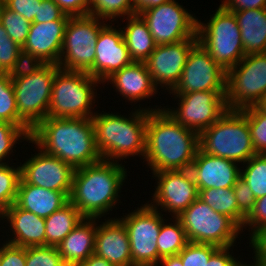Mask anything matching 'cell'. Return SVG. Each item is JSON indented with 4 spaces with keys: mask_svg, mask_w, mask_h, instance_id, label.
<instances>
[{
    "mask_svg": "<svg viewBox=\"0 0 266 266\" xmlns=\"http://www.w3.org/2000/svg\"><path fill=\"white\" fill-rule=\"evenodd\" d=\"M28 143L35 145L38 153L36 151L35 155L28 156L29 159L26 158L23 164L20 162L21 180L27 184L70 195L75 169L58 157L45 153L31 139Z\"/></svg>",
    "mask_w": 266,
    "mask_h": 266,
    "instance_id": "obj_17",
    "label": "cell"
},
{
    "mask_svg": "<svg viewBox=\"0 0 266 266\" xmlns=\"http://www.w3.org/2000/svg\"><path fill=\"white\" fill-rule=\"evenodd\" d=\"M29 140L30 135L22 127L8 122H0V164L10 163V156L15 157L13 155L15 147H17L15 145Z\"/></svg>",
    "mask_w": 266,
    "mask_h": 266,
    "instance_id": "obj_35",
    "label": "cell"
},
{
    "mask_svg": "<svg viewBox=\"0 0 266 266\" xmlns=\"http://www.w3.org/2000/svg\"><path fill=\"white\" fill-rule=\"evenodd\" d=\"M197 39L225 71L245 56L237 18L221 4L206 23L197 20Z\"/></svg>",
    "mask_w": 266,
    "mask_h": 266,
    "instance_id": "obj_7",
    "label": "cell"
},
{
    "mask_svg": "<svg viewBox=\"0 0 266 266\" xmlns=\"http://www.w3.org/2000/svg\"><path fill=\"white\" fill-rule=\"evenodd\" d=\"M1 255H2V244L0 243V261H1Z\"/></svg>",
    "mask_w": 266,
    "mask_h": 266,
    "instance_id": "obj_58",
    "label": "cell"
},
{
    "mask_svg": "<svg viewBox=\"0 0 266 266\" xmlns=\"http://www.w3.org/2000/svg\"><path fill=\"white\" fill-rule=\"evenodd\" d=\"M101 82L87 72L59 69L52 84L48 117L92 118L98 85ZM98 87V88H97Z\"/></svg>",
    "mask_w": 266,
    "mask_h": 266,
    "instance_id": "obj_6",
    "label": "cell"
},
{
    "mask_svg": "<svg viewBox=\"0 0 266 266\" xmlns=\"http://www.w3.org/2000/svg\"><path fill=\"white\" fill-rule=\"evenodd\" d=\"M152 177L157 181L152 200L147 203L166 215L168 212L178 217L198 198L199 191L190 169L153 172Z\"/></svg>",
    "mask_w": 266,
    "mask_h": 266,
    "instance_id": "obj_15",
    "label": "cell"
},
{
    "mask_svg": "<svg viewBox=\"0 0 266 266\" xmlns=\"http://www.w3.org/2000/svg\"><path fill=\"white\" fill-rule=\"evenodd\" d=\"M110 82V83H109ZM112 84L115 93L126 99L125 102L137 104L151 99L159 89L152 81L145 62H132L113 73L103 84Z\"/></svg>",
    "mask_w": 266,
    "mask_h": 266,
    "instance_id": "obj_23",
    "label": "cell"
},
{
    "mask_svg": "<svg viewBox=\"0 0 266 266\" xmlns=\"http://www.w3.org/2000/svg\"><path fill=\"white\" fill-rule=\"evenodd\" d=\"M261 111L266 113V95L261 99V101L256 105Z\"/></svg>",
    "mask_w": 266,
    "mask_h": 266,
    "instance_id": "obj_56",
    "label": "cell"
},
{
    "mask_svg": "<svg viewBox=\"0 0 266 266\" xmlns=\"http://www.w3.org/2000/svg\"><path fill=\"white\" fill-rule=\"evenodd\" d=\"M132 0H91L90 12L88 15L95 16L106 22H118L122 19L134 15ZM118 18V19H117Z\"/></svg>",
    "mask_w": 266,
    "mask_h": 266,
    "instance_id": "obj_34",
    "label": "cell"
},
{
    "mask_svg": "<svg viewBox=\"0 0 266 266\" xmlns=\"http://www.w3.org/2000/svg\"><path fill=\"white\" fill-rule=\"evenodd\" d=\"M25 266H67L56 246L26 248Z\"/></svg>",
    "mask_w": 266,
    "mask_h": 266,
    "instance_id": "obj_39",
    "label": "cell"
},
{
    "mask_svg": "<svg viewBox=\"0 0 266 266\" xmlns=\"http://www.w3.org/2000/svg\"><path fill=\"white\" fill-rule=\"evenodd\" d=\"M266 95V53L247 54L226 71L227 109L256 106Z\"/></svg>",
    "mask_w": 266,
    "mask_h": 266,
    "instance_id": "obj_10",
    "label": "cell"
},
{
    "mask_svg": "<svg viewBox=\"0 0 266 266\" xmlns=\"http://www.w3.org/2000/svg\"><path fill=\"white\" fill-rule=\"evenodd\" d=\"M69 202L65 192L49 190L32 184L24 183L21 179L18 185L16 204L35 215L47 218Z\"/></svg>",
    "mask_w": 266,
    "mask_h": 266,
    "instance_id": "obj_26",
    "label": "cell"
},
{
    "mask_svg": "<svg viewBox=\"0 0 266 266\" xmlns=\"http://www.w3.org/2000/svg\"><path fill=\"white\" fill-rule=\"evenodd\" d=\"M70 16H85L90 12L91 0H53Z\"/></svg>",
    "mask_w": 266,
    "mask_h": 266,
    "instance_id": "obj_49",
    "label": "cell"
},
{
    "mask_svg": "<svg viewBox=\"0 0 266 266\" xmlns=\"http://www.w3.org/2000/svg\"><path fill=\"white\" fill-rule=\"evenodd\" d=\"M0 122L22 127L31 136L32 129L18 116L13 83L7 73H0Z\"/></svg>",
    "mask_w": 266,
    "mask_h": 266,
    "instance_id": "obj_32",
    "label": "cell"
},
{
    "mask_svg": "<svg viewBox=\"0 0 266 266\" xmlns=\"http://www.w3.org/2000/svg\"><path fill=\"white\" fill-rule=\"evenodd\" d=\"M241 168V178L248 184L255 198L266 196V156L256 154Z\"/></svg>",
    "mask_w": 266,
    "mask_h": 266,
    "instance_id": "obj_33",
    "label": "cell"
},
{
    "mask_svg": "<svg viewBox=\"0 0 266 266\" xmlns=\"http://www.w3.org/2000/svg\"><path fill=\"white\" fill-rule=\"evenodd\" d=\"M236 244L230 247H219L209 258L207 266H238L241 263V258L233 256V248ZM231 250V251H229ZM231 252V253H230Z\"/></svg>",
    "mask_w": 266,
    "mask_h": 266,
    "instance_id": "obj_48",
    "label": "cell"
},
{
    "mask_svg": "<svg viewBox=\"0 0 266 266\" xmlns=\"http://www.w3.org/2000/svg\"><path fill=\"white\" fill-rule=\"evenodd\" d=\"M251 245V246H250ZM252 249V259L260 266H266V230L257 233L249 240Z\"/></svg>",
    "mask_w": 266,
    "mask_h": 266,
    "instance_id": "obj_50",
    "label": "cell"
},
{
    "mask_svg": "<svg viewBox=\"0 0 266 266\" xmlns=\"http://www.w3.org/2000/svg\"><path fill=\"white\" fill-rule=\"evenodd\" d=\"M134 107L130 114L106 113L104 110L92 116L96 148L102 159L120 162L129 157L144 160L146 127L149 111L163 109L160 105ZM151 107V108H150ZM137 108V109H136ZM134 110V111H133ZM126 116V117H125Z\"/></svg>",
    "mask_w": 266,
    "mask_h": 266,
    "instance_id": "obj_4",
    "label": "cell"
},
{
    "mask_svg": "<svg viewBox=\"0 0 266 266\" xmlns=\"http://www.w3.org/2000/svg\"><path fill=\"white\" fill-rule=\"evenodd\" d=\"M169 1H172V0H132V4H133L135 14H139L140 12L144 10L157 7Z\"/></svg>",
    "mask_w": 266,
    "mask_h": 266,
    "instance_id": "obj_52",
    "label": "cell"
},
{
    "mask_svg": "<svg viewBox=\"0 0 266 266\" xmlns=\"http://www.w3.org/2000/svg\"><path fill=\"white\" fill-rule=\"evenodd\" d=\"M135 210L118 217L125 225L130 242L132 266H156L161 259L157 238L164 212L152 208L147 202Z\"/></svg>",
    "mask_w": 266,
    "mask_h": 266,
    "instance_id": "obj_11",
    "label": "cell"
},
{
    "mask_svg": "<svg viewBox=\"0 0 266 266\" xmlns=\"http://www.w3.org/2000/svg\"><path fill=\"white\" fill-rule=\"evenodd\" d=\"M190 171L198 189L231 188L241 177V165L226 158L206 154L200 148Z\"/></svg>",
    "mask_w": 266,
    "mask_h": 266,
    "instance_id": "obj_20",
    "label": "cell"
},
{
    "mask_svg": "<svg viewBox=\"0 0 266 266\" xmlns=\"http://www.w3.org/2000/svg\"><path fill=\"white\" fill-rule=\"evenodd\" d=\"M199 148L206 154L226 158L239 165L256 155L247 118L240 110L227 109L205 129L199 135Z\"/></svg>",
    "mask_w": 266,
    "mask_h": 266,
    "instance_id": "obj_5",
    "label": "cell"
},
{
    "mask_svg": "<svg viewBox=\"0 0 266 266\" xmlns=\"http://www.w3.org/2000/svg\"><path fill=\"white\" fill-rule=\"evenodd\" d=\"M43 65L44 63L39 58L21 49L8 76L11 80L29 76L39 70Z\"/></svg>",
    "mask_w": 266,
    "mask_h": 266,
    "instance_id": "obj_42",
    "label": "cell"
},
{
    "mask_svg": "<svg viewBox=\"0 0 266 266\" xmlns=\"http://www.w3.org/2000/svg\"><path fill=\"white\" fill-rule=\"evenodd\" d=\"M108 22L95 16H70L61 49L59 68L87 72L93 77L96 42L100 30Z\"/></svg>",
    "mask_w": 266,
    "mask_h": 266,
    "instance_id": "obj_9",
    "label": "cell"
},
{
    "mask_svg": "<svg viewBox=\"0 0 266 266\" xmlns=\"http://www.w3.org/2000/svg\"><path fill=\"white\" fill-rule=\"evenodd\" d=\"M156 266H183L179 255L161 258Z\"/></svg>",
    "mask_w": 266,
    "mask_h": 266,
    "instance_id": "obj_54",
    "label": "cell"
},
{
    "mask_svg": "<svg viewBox=\"0 0 266 266\" xmlns=\"http://www.w3.org/2000/svg\"><path fill=\"white\" fill-rule=\"evenodd\" d=\"M5 223L10 227L7 228L13 236L6 233L7 238L10 236L6 242L24 248L46 246L45 218L24 210L14 203L7 208Z\"/></svg>",
    "mask_w": 266,
    "mask_h": 266,
    "instance_id": "obj_24",
    "label": "cell"
},
{
    "mask_svg": "<svg viewBox=\"0 0 266 266\" xmlns=\"http://www.w3.org/2000/svg\"><path fill=\"white\" fill-rule=\"evenodd\" d=\"M13 166H12V165ZM0 164V200L10 207L16 202L20 181V164ZM15 164V166H14Z\"/></svg>",
    "mask_w": 266,
    "mask_h": 266,
    "instance_id": "obj_38",
    "label": "cell"
},
{
    "mask_svg": "<svg viewBox=\"0 0 266 266\" xmlns=\"http://www.w3.org/2000/svg\"><path fill=\"white\" fill-rule=\"evenodd\" d=\"M178 101V106H164L177 122L200 135L216 122L226 111V91H200L168 93ZM170 107V108H169Z\"/></svg>",
    "mask_w": 266,
    "mask_h": 266,
    "instance_id": "obj_13",
    "label": "cell"
},
{
    "mask_svg": "<svg viewBox=\"0 0 266 266\" xmlns=\"http://www.w3.org/2000/svg\"><path fill=\"white\" fill-rule=\"evenodd\" d=\"M219 247L211 244H198L189 242L180 252L179 256L183 266H207L210 256Z\"/></svg>",
    "mask_w": 266,
    "mask_h": 266,
    "instance_id": "obj_40",
    "label": "cell"
},
{
    "mask_svg": "<svg viewBox=\"0 0 266 266\" xmlns=\"http://www.w3.org/2000/svg\"><path fill=\"white\" fill-rule=\"evenodd\" d=\"M26 248L2 242V255L0 266H25Z\"/></svg>",
    "mask_w": 266,
    "mask_h": 266,
    "instance_id": "obj_45",
    "label": "cell"
},
{
    "mask_svg": "<svg viewBox=\"0 0 266 266\" xmlns=\"http://www.w3.org/2000/svg\"><path fill=\"white\" fill-rule=\"evenodd\" d=\"M56 64H44L29 76L13 79L18 116L33 130L48 117Z\"/></svg>",
    "mask_w": 266,
    "mask_h": 266,
    "instance_id": "obj_12",
    "label": "cell"
},
{
    "mask_svg": "<svg viewBox=\"0 0 266 266\" xmlns=\"http://www.w3.org/2000/svg\"><path fill=\"white\" fill-rule=\"evenodd\" d=\"M180 4L172 0L139 13L157 45L197 39L198 18Z\"/></svg>",
    "mask_w": 266,
    "mask_h": 266,
    "instance_id": "obj_14",
    "label": "cell"
},
{
    "mask_svg": "<svg viewBox=\"0 0 266 266\" xmlns=\"http://www.w3.org/2000/svg\"><path fill=\"white\" fill-rule=\"evenodd\" d=\"M83 218L70 201L45 218L46 246H57Z\"/></svg>",
    "mask_w": 266,
    "mask_h": 266,
    "instance_id": "obj_29",
    "label": "cell"
},
{
    "mask_svg": "<svg viewBox=\"0 0 266 266\" xmlns=\"http://www.w3.org/2000/svg\"><path fill=\"white\" fill-rule=\"evenodd\" d=\"M30 139L45 153L74 169L102 159L96 148L91 118L47 117L32 130Z\"/></svg>",
    "mask_w": 266,
    "mask_h": 266,
    "instance_id": "obj_3",
    "label": "cell"
},
{
    "mask_svg": "<svg viewBox=\"0 0 266 266\" xmlns=\"http://www.w3.org/2000/svg\"><path fill=\"white\" fill-rule=\"evenodd\" d=\"M97 218H83L56 246L67 266H79L95 250Z\"/></svg>",
    "mask_w": 266,
    "mask_h": 266,
    "instance_id": "obj_25",
    "label": "cell"
},
{
    "mask_svg": "<svg viewBox=\"0 0 266 266\" xmlns=\"http://www.w3.org/2000/svg\"><path fill=\"white\" fill-rule=\"evenodd\" d=\"M115 24L108 22L100 30L96 42L93 77L102 85L113 73L133 62L123 39L121 28H115Z\"/></svg>",
    "mask_w": 266,
    "mask_h": 266,
    "instance_id": "obj_19",
    "label": "cell"
},
{
    "mask_svg": "<svg viewBox=\"0 0 266 266\" xmlns=\"http://www.w3.org/2000/svg\"><path fill=\"white\" fill-rule=\"evenodd\" d=\"M65 15V12L53 1L42 0L38 5L37 15L33 23H47L55 20H60Z\"/></svg>",
    "mask_w": 266,
    "mask_h": 266,
    "instance_id": "obj_47",
    "label": "cell"
},
{
    "mask_svg": "<svg viewBox=\"0 0 266 266\" xmlns=\"http://www.w3.org/2000/svg\"><path fill=\"white\" fill-rule=\"evenodd\" d=\"M221 5L229 11L266 8V0H223Z\"/></svg>",
    "mask_w": 266,
    "mask_h": 266,
    "instance_id": "obj_51",
    "label": "cell"
},
{
    "mask_svg": "<svg viewBox=\"0 0 266 266\" xmlns=\"http://www.w3.org/2000/svg\"><path fill=\"white\" fill-rule=\"evenodd\" d=\"M247 118L256 154H266V113L257 106L240 110Z\"/></svg>",
    "mask_w": 266,
    "mask_h": 266,
    "instance_id": "obj_37",
    "label": "cell"
},
{
    "mask_svg": "<svg viewBox=\"0 0 266 266\" xmlns=\"http://www.w3.org/2000/svg\"><path fill=\"white\" fill-rule=\"evenodd\" d=\"M70 15L47 23H32L22 49L39 58L44 64L58 65L64 32Z\"/></svg>",
    "mask_w": 266,
    "mask_h": 266,
    "instance_id": "obj_22",
    "label": "cell"
},
{
    "mask_svg": "<svg viewBox=\"0 0 266 266\" xmlns=\"http://www.w3.org/2000/svg\"><path fill=\"white\" fill-rule=\"evenodd\" d=\"M22 49L7 34V31L0 22V73H9Z\"/></svg>",
    "mask_w": 266,
    "mask_h": 266,
    "instance_id": "obj_41",
    "label": "cell"
},
{
    "mask_svg": "<svg viewBox=\"0 0 266 266\" xmlns=\"http://www.w3.org/2000/svg\"><path fill=\"white\" fill-rule=\"evenodd\" d=\"M126 25H120L123 39L127 45L130 58L133 62H145L155 50L156 43L148 29L146 22L139 14H134L122 19Z\"/></svg>",
    "mask_w": 266,
    "mask_h": 266,
    "instance_id": "obj_28",
    "label": "cell"
},
{
    "mask_svg": "<svg viewBox=\"0 0 266 266\" xmlns=\"http://www.w3.org/2000/svg\"><path fill=\"white\" fill-rule=\"evenodd\" d=\"M0 22L7 31L9 37L20 47L25 44L31 24L19 13L13 12L0 2Z\"/></svg>",
    "mask_w": 266,
    "mask_h": 266,
    "instance_id": "obj_36",
    "label": "cell"
},
{
    "mask_svg": "<svg viewBox=\"0 0 266 266\" xmlns=\"http://www.w3.org/2000/svg\"><path fill=\"white\" fill-rule=\"evenodd\" d=\"M189 242L230 247L237 243L241 228L228 216L214 211L197 198L177 217ZM241 233V234H240Z\"/></svg>",
    "mask_w": 266,
    "mask_h": 266,
    "instance_id": "obj_8",
    "label": "cell"
},
{
    "mask_svg": "<svg viewBox=\"0 0 266 266\" xmlns=\"http://www.w3.org/2000/svg\"><path fill=\"white\" fill-rule=\"evenodd\" d=\"M79 266H115L111 264L106 259L93 253L85 261H83Z\"/></svg>",
    "mask_w": 266,
    "mask_h": 266,
    "instance_id": "obj_53",
    "label": "cell"
},
{
    "mask_svg": "<svg viewBox=\"0 0 266 266\" xmlns=\"http://www.w3.org/2000/svg\"><path fill=\"white\" fill-rule=\"evenodd\" d=\"M98 219L94 253L115 266H132L127 229L117 218ZM100 223V224H99Z\"/></svg>",
    "mask_w": 266,
    "mask_h": 266,
    "instance_id": "obj_21",
    "label": "cell"
},
{
    "mask_svg": "<svg viewBox=\"0 0 266 266\" xmlns=\"http://www.w3.org/2000/svg\"><path fill=\"white\" fill-rule=\"evenodd\" d=\"M122 164L101 159L74 170L69 201L84 218L105 219L122 203L121 188L129 176Z\"/></svg>",
    "mask_w": 266,
    "mask_h": 266,
    "instance_id": "obj_2",
    "label": "cell"
},
{
    "mask_svg": "<svg viewBox=\"0 0 266 266\" xmlns=\"http://www.w3.org/2000/svg\"><path fill=\"white\" fill-rule=\"evenodd\" d=\"M254 262L252 263V261H251V263H248L247 264V262H241L238 266H260L255 260H253Z\"/></svg>",
    "mask_w": 266,
    "mask_h": 266,
    "instance_id": "obj_57",
    "label": "cell"
},
{
    "mask_svg": "<svg viewBox=\"0 0 266 266\" xmlns=\"http://www.w3.org/2000/svg\"><path fill=\"white\" fill-rule=\"evenodd\" d=\"M42 0H0V2L13 12L19 13L30 23H33L37 15L38 5Z\"/></svg>",
    "mask_w": 266,
    "mask_h": 266,
    "instance_id": "obj_46",
    "label": "cell"
},
{
    "mask_svg": "<svg viewBox=\"0 0 266 266\" xmlns=\"http://www.w3.org/2000/svg\"><path fill=\"white\" fill-rule=\"evenodd\" d=\"M197 42L198 39H186L177 43L156 45L145 64L159 90L162 88L170 92L176 86L187 56Z\"/></svg>",
    "mask_w": 266,
    "mask_h": 266,
    "instance_id": "obj_18",
    "label": "cell"
},
{
    "mask_svg": "<svg viewBox=\"0 0 266 266\" xmlns=\"http://www.w3.org/2000/svg\"><path fill=\"white\" fill-rule=\"evenodd\" d=\"M199 135L182 126L164 109L149 111L144 161L151 172L190 169Z\"/></svg>",
    "mask_w": 266,
    "mask_h": 266,
    "instance_id": "obj_1",
    "label": "cell"
},
{
    "mask_svg": "<svg viewBox=\"0 0 266 266\" xmlns=\"http://www.w3.org/2000/svg\"><path fill=\"white\" fill-rule=\"evenodd\" d=\"M247 227L248 232H250L248 240L257 233L266 230V196L256 199L252 211L245 218L241 232H244L243 230L247 229Z\"/></svg>",
    "mask_w": 266,
    "mask_h": 266,
    "instance_id": "obj_43",
    "label": "cell"
},
{
    "mask_svg": "<svg viewBox=\"0 0 266 266\" xmlns=\"http://www.w3.org/2000/svg\"><path fill=\"white\" fill-rule=\"evenodd\" d=\"M234 12L245 55L266 53V8Z\"/></svg>",
    "mask_w": 266,
    "mask_h": 266,
    "instance_id": "obj_27",
    "label": "cell"
},
{
    "mask_svg": "<svg viewBox=\"0 0 266 266\" xmlns=\"http://www.w3.org/2000/svg\"><path fill=\"white\" fill-rule=\"evenodd\" d=\"M188 243L186 232L177 217H172L170 220L168 217V219L162 222L157 238V248L160 258L178 255Z\"/></svg>",
    "mask_w": 266,
    "mask_h": 266,
    "instance_id": "obj_31",
    "label": "cell"
},
{
    "mask_svg": "<svg viewBox=\"0 0 266 266\" xmlns=\"http://www.w3.org/2000/svg\"><path fill=\"white\" fill-rule=\"evenodd\" d=\"M198 198L214 211L231 218L242 228L245 217L239 212L235 192L231 188L198 189Z\"/></svg>",
    "mask_w": 266,
    "mask_h": 266,
    "instance_id": "obj_30",
    "label": "cell"
},
{
    "mask_svg": "<svg viewBox=\"0 0 266 266\" xmlns=\"http://www.w3.org/2000/svg\"><path fill=\"white\" fill-rule=\"evenodd\" d=\"M226 91V71L197 42L190 50L182 75L169 93Z\"/></svg>",
    "mask_w": 266,
    "mask_h": 266,
    "instance_id": "obj_16",
    "label": "cell"
},
{
    "mask_svg": "<svg viewBox=\"0 0 266 266\" xmlns=\"http://www.w3.org/2000/svg\"><path fill=\"white\" fill-rule=\"evenodd\" d=\"M7 208L8 207L0 200V222H2L3 219V223L6 221Z\"/></svg>",
    "mask_w": 266,
    "mask_h": 266,
    "instance_id": "obj_55",
    "label": "cell"
},
{
    "mask_svg": "<svg viewBox=\"0 0 266 266\" xmlns=\"http://www.w3.org/2000/svg\"><path fill=\"white\" fill-rule=\"evenodd\" d=\"M239 212L246 218L252 211L256 198L248 184L240 177L233 187Z\"/></svg>",
    "mask_w": 266,
    "mask_h": 266,
    "instance_id": "obj_44",
    "label": "cell"
}]
</instances>
